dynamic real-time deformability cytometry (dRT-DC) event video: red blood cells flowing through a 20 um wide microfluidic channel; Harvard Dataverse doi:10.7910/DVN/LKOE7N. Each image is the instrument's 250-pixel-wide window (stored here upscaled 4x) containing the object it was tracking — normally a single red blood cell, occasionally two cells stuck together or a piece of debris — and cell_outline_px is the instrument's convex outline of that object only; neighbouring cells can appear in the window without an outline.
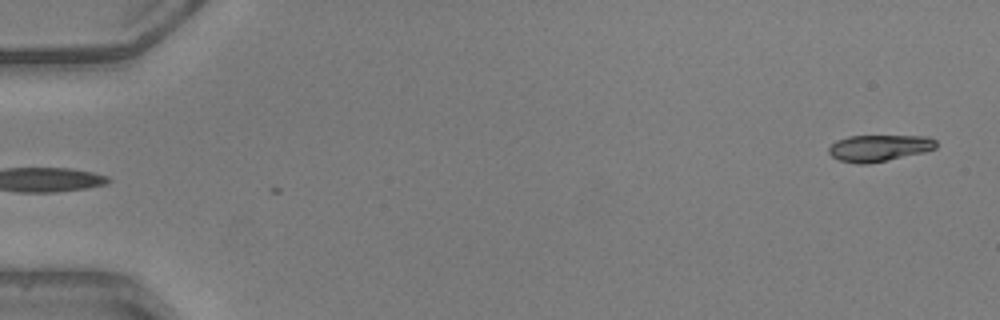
{"species": "common noctule bat (a hibernating species)", "species_latin": "Nyctalus noctula", "temperature_condition": "warm", "stored_images_in_passage": 4, "camera_frame_rate_fps": 3000, "um_per_image_px": 0.085, "animal": {"sex": "male", "body_mass_g": 20.5, "forearm_length_mm": 52.5}, "frame": {"image": 1, "passage_image": 1, "time_ms": 0.0, "image_size_px": [1000, 320], "cell_outline_px": [[936, 148], [924, 152], [888, 160], [868, 164], [856, 164], [840, 160], [832, 156], [828, 152], [828, 148], [836, 140], [848, 136], [928, 136], [936, 140]], "centroid_in_image_um": [74.71, 12.58], "position_along_channel_um": 10.3, "area_um2": 16.65}}